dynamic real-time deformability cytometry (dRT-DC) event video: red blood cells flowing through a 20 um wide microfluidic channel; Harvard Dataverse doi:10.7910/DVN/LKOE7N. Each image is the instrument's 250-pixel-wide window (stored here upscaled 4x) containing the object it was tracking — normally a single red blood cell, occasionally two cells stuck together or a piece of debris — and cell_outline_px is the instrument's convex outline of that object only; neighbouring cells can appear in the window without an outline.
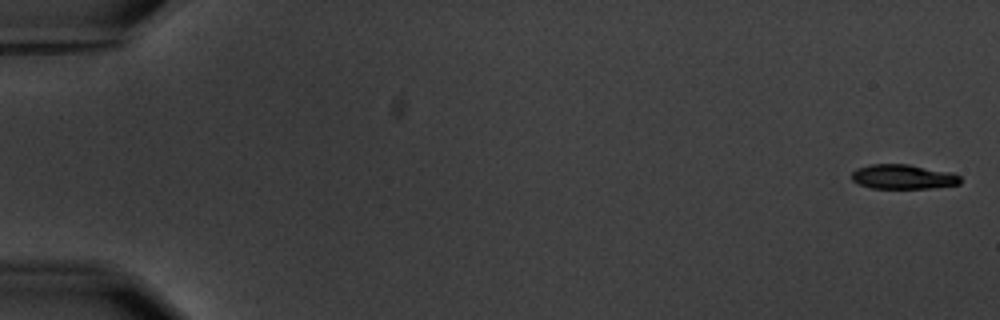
{"species": "common noctule bat (a hibernating species)", "species_latin": "Nyctalus noctula", "temperature_condition": "warm", "stored_images_in_passage": 6, "segment_of_instrument_passage": [1, 2], "camera_frame_rate_fps": 3000, "um_per_image_px": 0.085, "animal": {"sex": "male", "body_mass_g": 20.1, "forearm_length_mm": 53.5}, "frame": {"image": 1, "passage_image": 1, "time_ms": 0.0, "image_size_px": [1000, 320], "cell_outline_px": [[960, 184], [932, 188], [872, 188], [860, 184], [852, 180], [852, 172], [856, 168], [872, 164], [908, 164], [952, 172], [960, 176]], "centroid_in_image_um": [76.78, 15.02], "position_along_channel_um": 8.2, "area_um2": 15.55}}
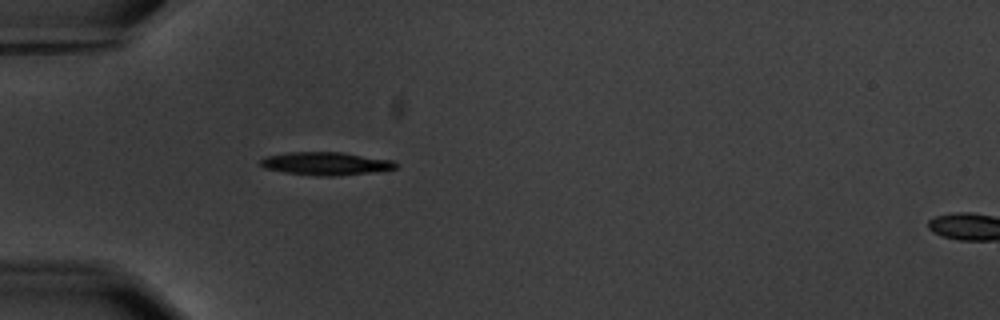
{"frame": {"image": 2, "passage_image": 5, "time_ms": 5.667, "image_size_px": [1000, 320], "cell_outline_px": [[400, 164], [396, 168], [368, 172], [332, 176], [320, 176], [284, 172], [264, 168], [260, 164], [260, 160], [268, 156], [288, 152], [340, 152], [392, 160]], "centroid_in_image_um": [27.68, 13.9], "position_along_channel_um": 57.3, "area_um2": 17.86}}